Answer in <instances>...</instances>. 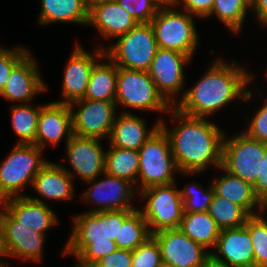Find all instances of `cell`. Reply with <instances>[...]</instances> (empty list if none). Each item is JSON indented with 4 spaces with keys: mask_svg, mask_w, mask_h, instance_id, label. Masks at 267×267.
Returning <instances> with one entry per match:
<instances>
[{
    "mask_svg": "<svg viewBox=\"0 0 267 267\" xmlns=\"http://www.w3.org/2000/svg\"><path fill=\"white\" fill-rule=\"evenodd\" d=\"M237 63L233 59L230 63L224 58L214 60L173 107L185 115L208 118L235 100L249 103L255 95L249 87L255 74Z\"/></svg>",
    "mask_w": 267,
    "mask_h": 267,
    "instance_id": "6da1fadb",
    "label": "cell"
},
{
    "mask_svg": "<svg viewBox=\"0 0 267 267\" xmlns=\"http://www.w3.org/2000/svg\"><path fill=\"white\" fill-rule=\"evenodd\" d=\"M169 113L170 121L175 125L169 129L164 118L160 121V128L170 141L178 174L192 176L204 173L210 166L221 167L223 129L209 118L185 115L174 107Z\"/></svg>",
    "mask_w": 267,
    "mask_h": 267,
    "instance_id": "7a4b0ae2",
    "label": "cell"
},
{
    "mask_svg": "<svg viewBox=\"0 0 267 267\" xmlns=\"http://www.w3.org/2000/svg\"><path fill=\"white\" fill-rule=\"evenodd\" d=\"M72 218V232L62 254L76 257L74 267H92L118 249L115 239L119 232V210L84 212Z\"/></svg>",
    "mask_w": 267,
    "mask_h": 267,
    "instance_id": "3957f363",
    "label": "cell"
},
{
    "mask_svg": "<svg viewBox=\"0 0 267 267\" xmlns=\"http://www.w3.org/2000/svg\"><path fill=\"white\" fill-rule=\"evenodd\" d=\"M42 149L34 144H15L0 163V203L8 198L25 196L22 191L49 162Z\"/></svg>",
    "mask_w": 267,
    "mask_h": 267,
    "instance_id": "277c9868",
    "label": "cell"
},
{
    "mask_svg": "<svg viewBox=\"0 0 267 267\" xmlns=\"http://www.w3.org/2000/svg\"><path fill=\"white\" fill-rule=\"evenodd\" d=\"M176 9L168 0L151 20L158 48L175 50L193 59L200 40L196 17Z\"/></svg>",
    "mask_w": 267,
    "mask_h": 267,
    "instance_id": "5b68a950",
    "label": "cell"
},
{
    "mask_svg": "<svg viewBox=\"0 0 267 267\" xmlns=\"http://www.w3.org/2000/svg\"><path fill=\"white\" fill-rule=\"evenodd\" d=\"M138 152L137 192L151 186L176 182L175 173H179V170L170 141L161 128L142 145Z\"/></svg>",
    "mask_w": 267,
    "mask_h": 267,
    "instance_id": "8992f818",
    "label": "cell"
},
{
    "mask_svg": "<svg viewBox=\"0 0 267 267\" xmlns=\"http://www.w3.org/2000/svg\"><path fill=\"white\" fill-rule=\"evenodd\" d=\"M117 107L168 114L173 107L157 90L148 71L118 67L116 98ZM167 112V113H166Z\"/></svg>",
    "mask_w": 267,
    "mask_h": 267,
    "instance_id": "52a82bcc",
    "label": "cell"
},
{
    "mask_svg": "<svg viewBox=\"0 0 267 267\" xmlns=\"http://www.w3.org/2000/svg\"><path fill=\"white\" fill-rule=\"evenodd\" d=\"M108 45L104 46L105 55L118 67L142 71L149 70L158 49L151 23H138Z\"/></svg>",
    "mask_w": 267,
    "mask_h": 267,
    "instance_id": "ba28073f",
    "label": "cell"
},
{
    "mask_svg": "<svg viewBox=\"0 0 267 267\" xmlns=\"http://www.w3.org/2000/svg\"><path fill=\"white\" fill-rule=\"evenodd\" d=\"M176 182L155 185L140 190L138 196L145 204L138 208L151 234L166 229H178L184 214L180 189Z\"/></svg>",
    "mask_w": 267,
    "mask_h": 267,
    "instance_id": "9c48e42d",
    "label": "cell"
},
{
    "mask_svg": "<svg viewBox=\"0 0 267 267\" xmlns=\"http://www.w3.org/2000/svg\"><path fill=\"white\" fill-rule=\"evenodd\" d=\"M267 144L248 137L242 131L227 137L222 145L221 167L228 173L254 185L260 173L261 160L264 159Z\"/></svg>",
    "mask_w": 267,
    "mask_h": 267,
    "instance_id": "30bf717a",
    "label": "cell"
},
{
    "mask_svg": "<svg viewBox=\"0 0 267 267\" xmlns=\"http://www.w3.org/2000/svg\"><path fill=\"white\" fill-rule=\"evenodd\" d=\"M193 60L189 55L169 49L158 48L148 70L157 90L174 106L184 94L186 65ZM182 92L180 93V91ZM179 95V96H178Z\"/></svg>",
    "mask_w": 267,
    "mask_h": 267,
    "instance_id": "8fae6325",
    "label": "cell"
},
{
    "mask_svg": "<svg viewBox=\"0 0 267 267\" xmlns=\"http://www.w3.org/2000/svg\"><path fill=\"white\" fill-rule=\"evenodd\" d=\"M99 180V176L87 181L88 189L82 193L83 203L95 205L87 212L135 210L132 200L138 194L135 186L129 181L114 177L104 173ZM90 184V185H89Z\"/></svg>",
    "mask_w": 267,
    "mask_h": 267,
    "instance_id": "7c38bea8",
    "label": "cell"
},
{
    "mask_svg": "<svg viewBox=\"0 0 267 267\" xmlns=\"http://www.w3.org/2000/svg\"><path fill=\"white\" fill-rule=\"evenodd\" d=\"M69 106L72 112L73 135L102 140L107 138L108 141L118 114L115 102L79 99Z\"/></svg>",
    "mask_w": 267,
    "mask_h": 267,
    "instance_id": "4fadbf2b",
    "label": "cell"
},
{
    "mask_svg": "<svg viewBox=\"0 0 267 267\" xmlns=\"http://www.w3.org/2000/svg\"><path fill=\"white\" fill-rule=\"evenodd\" d=\"M163 267H201L211 253L178 229L155 232Z\"/></svg>",
    "mask_w": 267,
    "mask_h": 267,
    "instance_id": "5bb4252c",
    "label": "cell"
},
{
    "mask_svg": "<svg viewBox=\"0 0 267 267\" xmlns=\"http://www.w3.org/2000/svg\"><path fill=\"white\" fill-rule=\"evenodd\" d=\"M101 141L103 140L98 138L73 135L65 144L66 158L72 171L66 166H61L73 179L76 175L87 182L105 173L106 149H103Z\"/></svg>",
    "mask_w": 267,
    "mask_h": 267,
    "instance_id": "9a60e30c",
    "label": "cell"
},
{
    "mask_svg": "<svg viewBox=\"0 0 267 267\" xmlns=\"http://www.w3.org/2000/svg\"><path fill=\"white\" fill-rule=\"evenodd\" d=\"M105 54L104 47L97 45L91 53L76 43L64 68L62 81L63 100L57 103L70 104L73 101L83 99L91 76V70L95 63Z\"/></svg>",
    "mask_w": 267,
    "mask_h": 267,
    "instance_id": "2e32d148",
    "label": "cell"
},
{
    "mask_svg": "<svg viewBox=\"0 0 267 267\" xmlns=\"http://www.w3.org/2000/svg\"><path fill=\"white\" fill-rule=\"evenodd\" d=\"M36 61L29 51L12 68L5 87L0 92L1 98L9 100L13 104H28L38 94L48 90Z\"/></svg>",
    "mask_w": 267,
    "mask_h": 267,
    "instance_id": "e0dca14e",
    "label": "cell"
},
{
    "mask_svg": "<svg viewBox=\"0 0 267 267\" xmlns=\"http://www.w3.org/2000/svg\"><path fill=\"white\" fill-rule=\"evenodd\" d=\"M0 220L5 232L9 257L31 262H42L46 234L21 225L0 205Z\"/></svg>",
    "mask_w": 267,
    "mask_h": 267,
    "instance_id": "ac0fdd59",
    "label": "cell"
},
{
    "mask_svg": "<svg viewBox=\"0 0 267 267\" xmlns=\"http://www.w3.org/2000/svg\"><path fill=\"white\" fill-rule=\"evenodd\" d=\"M73 136L72 112L69 104L49 102L41 106L34 145L42 150L55 147ZM47 145V146H46Z\"/></svg>",
    "mask_w": 267,
    "mask_h": 267,
    "instance_id": "d6986e66",
    "label": "cell"
},
{
    "mask_svg": "<svg viewBox=\"0 0 267 267\" xmlns=\"http://www.w3.org/2000/svg\"><path fill=\"white\" fill-rule=\"evenodd\" d=\"M39 196H17L3 200L0 205L21 225L38 233L46 232L57 225L56 212Z\"/></svg>",
    "mask_w": 267,
    "mask_h": 267,
    "instance_id": "ffe728a7",
    "label": "cell"
},
{
    "mask_svg": "<svg viewBox=\"0 0 267 267\" xmlns=\"http://www.w3.org/2000/svg\"><path fill=\"white\" fill-rule=\"evenodd\" d=\"M211 255L232 267H255L253 244L245 225L222 229Z\"/></svg>",
    "mask_w": 267,
    "mask_h": 267,
    "instance_id": "44dd1931",
    "label": "cell"
},
{
    "mask_svg": "<svg viewBox=\"0 0 267 267\" xmlns=\"http://www.w3.org/2000/svg\"><path fill=\"white\" fill-rule=\"evenodd\" d=\"M162 119L163 116H159L156 123L148 129L145 118L133 114L131 110H123L115 118L108 144L127 150H139L160 128Z\"/></svg>",
    "mask_w": 267,
    "mask_h": 267,
    "instance_id": "7402d4cb",
    "label": "cell"
},
{
    "mask_svg": "<svg viewBox=\"0 0 267 267\" xmlns=\"http://www.w3.org/2000/svg\"><path fill=\"white\" fill-rule=\"evenodd\" d=\"M138 22L115 0L100 4L89 11L87 26H94L106 40L124 35Z\"/></svg>",
    "mask_w": 267,
    "mask_h": 267,
    "instance_id": "603a6c76",
    "label": "cell"
},
{
    "mask_svg": "<svg viewBox=\"0 0 267 267\" xmlns=\"http://www.w3.org/2000/svg\"><path fill=\"white\" fill-rule=\"evenodd\" d=\"M218 169L222 170L224 174L214 177L213 181L210 182L215 195L238 204L250 215L267 211V207L257 197L252 184L228 173L222 167Z\"/></svg>",
    "mask_w": 267,
    "mask_h": 267,
    "instance_id": "cb8c5ba5",
    "label": "cell"
},
{
    "mask_svg": "<svg viewBox=\"0 0 267 267\" xmlns=\"http://www.w3.org/2000/svg\"><path fill=\"white\" fill-rule=\"evenodd\" d=\"M74 179L55 162H48L34 178L32 189L42 199L66 201L73 199Z\"/></svg>",
    "mask_w": 267,
    "mask_h": 267,
    "instance_id": "d4e9b609",
    "label": "cell"
},
{
    "mask_svg": "<svg viewBox=\"0 0 267 267\" xmlns=\"http://www.w3.org/2000/svg\"><path fill=\"white\" fill-rule=\"evenodd\" d=\"M38 24L75 23L87 26L89 11L83 0H40Z\"/></svg>",
    "mask_w": 267,
    "mask_h": 267,
    "instance_id": "484cf974",
    "label": "cell"
},
{
    "mask_svg": "<svg viewBox=\"0 0 267 267\" xmlns=\"http://www.w3.org/2000/svg\"><path fill=\"white\" fill-rule=\"evenodd\" d=\"M101 61L98 60L91 70L83 99L115 102L118 66L105 54Z\"/></svg>",
    "mask_w": 267,
    "mask_h": 267,
    "instance_id": "4316f807",
    "label": "cell"
},
{
    "mask_svg": "<svg viewBox=\"0 0 267 267\" xmlns=\"http://www.w3.org/2000/svg\"><path fill=\"white\" fill-rule=\"evenodd\" d=\"M152 234L141 211L119 210V232L115 242L117 248L133 251L144 244Z\"/></svg>",
    "mask_w": 267,
    "mask_h": 267,
    "instance_id": "83f0119b",
    "label": "cell"
},
{
    "mask_svg": "<svg viewBox=\"0 0 267 267\" xmlns=\"http://www.w3.org/2000/svg\"><path fill=\"white\" fill-rule=\"evenodd\" d=\"M179 229L210 253V250H214L221 231L208 212H184Z\"/></svg>",
    "mask_w": 267,
    "mask_h": 267,
    "instance_id": "f1b7e54d",
    "label": "cell"
},
{
    "mask_svg": "<svg viewBox=\"0 0 267 267\" xmlns=\"http://www.w3.org/2000/svg\"><path fill=\"white\" fill-rule=\"evenodd\" d=\"M139 169L138 150H127L109 145L105 154V173L132 183L137 190Z\"/></svg>",
    "mask_w": 267,
    "mask_h": 267,
    "instance_id": "f546056e",
    "label": "cell"
},
{
    "mask_svg": "<svg viewBox=\"0 0 267 267\" xmlns=\"http://www.w3.org/2000/svg\"><path fill=\"white\" fill-rule=\"evenodd\" d=\"M43 104H11V126L19 140L16 144H34L38 117Z\"/></svg>",
    "mask_w": 267,
    "mask_h": 267,
    "instance_id": "4dcf8cb0",
    "label": "cell"
},
{
    "mask_svg": "<svg viewBox=\"0 0 267 267\" xmlns=\"http://www.w3.org/2000/svg\"><path fill=\"white\" fill-rule=\"evenodd\" d=\"M251 10L250 0H214L212 11L207 17L216 16L233 33L241 32L245 17Z\"/></svg>",
    "mask_w": 267,
    "mask_h": 267,
    "instance_id": "1f68e13d",
    "label": "cell"
},
{
    "mask_svg": "<svg viewBox=\"0 0 267 267\" xmlns=\"http://www.w3.org/2000/svg\"><path fill=\"white\" fill-rule=\"evenodd\" d=\"M215 220L217 226L222 230L226 228H237L245 225L251 216L244 208L236 203L230 202L223 197L213 195L208 211Z\"/></svg>",
    "mask_w": 267,
    "mask_h": 267,
    "instance_id": "d6a6232c",
    "label": "cell"
},
{
    "mask_svg": "<svg viewBox=\"0 0 267 267\" xmlns=\"http://www.w3.org/2000/svg\"><path fill=\"white\" fill-rule=\"evenodd\" d=\"M263 213L251 215L245 223L253 244L255 267H267V219Z\"/></svg>",
    "mask_w": 267,
    "mask_h": 267,
    "instance_id": "836d02e7",
    "label": "cell"
},
{
    "mask_svg": "<svg viewBox=\"0 0 267 267\" xmlns=\"http://www.w3.org/2000/svg\"><path fill=\"white\" fill-rule=\"evenodd\" d=\"M180 194L185 213L207 212L214 195V189L212 184H209L205 189L200 183L191 181L185 184L180 190Z\"/></svg>",
    "mask_w": 267,
    "mask_h": 267,
    "instance_id": "e575fe53",
    "label": "cell"
},
{
    "mask_svg": "<svg viewBox=\"0 0 267 267\" xmlns=\"http://www.w3.org/2000/svg\"><path fill=\"white\" fill-rule=\"evenodd\" d=\"M138 23H151L158 10L168 0H115Z\"/></svg>",
    "mask_w": 267,
    "mask_h": 267,
    "instance_id": "d590c367",
    "label": "cell"
},
{
    "mask_svg": "<svg viewBox=\"0 0 267 267\" xmlns=\"http://www.w3.org/2000/svg\"><path fill=\"white\" fill-rule=\"evenodd\" d=\"M132 267H163L160 247L153 237L132 251Z\"/></svg>",
    "mask_w": 267,
    "mask_h": 267,
    "instance_id": "8d00e7d4",
    "label": "cell"
},
{
    "mask_svg": "<svg viewBox=\"0 0 267 267\" xmlns=\"http://www.w3.org/2000/svg\"><path fill=\"white\" fill-rule=\"evenodd\" d=\"M29 52L21 45L14 48L0 46V92L4 89L12 68Z\"/></svg>",
    "mask_w": 267,
    "mask_h": 267,
    "instance_id": "74e56055",
    "label": "cell"
},
{
    "mask_svg": "<svg viewBox=\"0 0 267 267\" xmlns=\"http://www.w3.org/2000/svg\"><path fill=\"white\" fill-rule=\"evenodd\" d=\"M245 120L247 121L245 124L248 125L242 132L252 139L267 144V97L262 106L255 111V114L251 118L248 116Z\"/></svg>",
    "mask_w": 267,
    "mask_h": 267,
    "instance_id": "f35d334b",
    "label": "cell"
},
{
    "mask_svg": "<svg viewBox=\"0 0 267 267\" xmlns=\"http://www.w3.org/2000/svg\"><path fill=\"white\" fill-rule=\"evenodd\" d=\"M175 8L183 7V11L188 12L194 17L206 19L214 4V0H169ZM181 5V6H180Z\"/></svg>",
    "mask_w": 267,
    "mask_h": 267,
    "instance_id": "ab89813d",
    "label": "cell"
},
{
    "mask_svg": "<svg viewBox=\"0 0 267 267\" xmlns=\"http://www.w3.org/2000/svg\"><path fill=\"white\" fill-rule=\"evenodd\" d=\"M92 267H132V251L118 248L98 260Z\"/></svg>",
    "mask_w": 267,
    "mask_h": 267,
    "instance_id": "60d3db41",
    "label": "cell"
},
{
    "mask_svg": "<svg viewBox=\"0 0 267 267\" xmlns=\"http://www.w3.org/2000/svg\"><path fill=\"white\" fill-rule=\"evenodd\" d=\"M253 187L257 197L267 207V147L264 159L261 160L260 173Z\"/></svg>",
    "mask_w": 267,
    "mask_h": 267,
    "instance_id": "b9f144b4",
    "label": "cell"
},
{
    "mask_svg": "<svg viewBox=\"0 0 267 267\" xmlns=\"http://www.w3.org/2000/svg\"><path fill=\"white\" fill-rule=\"evenodd\" d=\"M251 11L254 12V18L260 23V26L267 28V0H250Z\"/></svg>",
    "mask_w": 267,
    "mask_h": 267,
    "instance_id": "7bdbcfd3",
    "label": "cell"
},
{
    "mask_svg": "<svg viewBox=\"0 0 267 267\" xmlns=\"http://www.w3.org/2000/svg\"><path fill=\"white\" fill-rule=\"evenodd\" d=\"M2 257H8L9 258V253L7 250V246L5 243V232L3 228V224L0 220V264L1 265H10L8 261L5 262Z\"/></svg>",
    "mask_w": 267,
    "mask_h": 267,
    "instance_id": "ee69618b",
    "label": "cell"
},
{
    "mask_svg": "<svg viewBox=\"0 0 267 267\" xmlns=\"http://www.w3.org/2000/svg\"><path fill=\"white\" fill-rule=\"evenodd\" d=\"M201 267H232L226 263L216 260L212 255H210Z\"/></svg>",
    "mask_w": 267,
    "mask_h": 267,
    "instance_id": "f6af8a7d",
    "label": "cell"
},
{
    "mask_svg": "<svg viewBox=\"0 0 267 267\" xmlns=\"http://www.w3.org/2000/svg\"><path fill=\"white\" fill-rule=\"evenodd\" d=\"M114 0H83L84 6L85 8L90 11L92 10L94 7L100 5V4H105L107 2H111Z\"/></svg>",
    "mask_w": 267,
    "mask_h": 267,
    "instance_id": "bcb514c9",
    "label": "cell"
},
{
    "mask_svg": "<svg viewBox=\"0 0 267 267\" xmlns=\"http://www.w3.org/2000/svg\"><path fill=\"white\" fill-rule=\"evenodd\" d=\"M10 265H1L0 264V267H9Z\"/></svg>",
    "mask_w": 267,
    "mask_h": 267,
    "instance_id": "7dc6e473",
    "label": "cell"
}]
</instances>
